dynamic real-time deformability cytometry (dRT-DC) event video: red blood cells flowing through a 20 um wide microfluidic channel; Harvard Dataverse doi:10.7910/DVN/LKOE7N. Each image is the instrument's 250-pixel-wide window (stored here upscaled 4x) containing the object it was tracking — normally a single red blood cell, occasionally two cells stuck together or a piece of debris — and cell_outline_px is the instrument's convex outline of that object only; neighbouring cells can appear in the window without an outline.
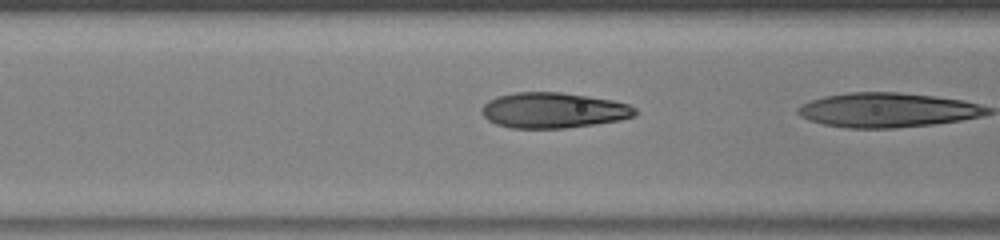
{"species": "human", "species_latin": "Homo sapiens", "temperature_condition": "warm", "stored_images_in_passage": 4, "camera_frame_rate_fps": 3000, "um_per_image_px": 0.085, "donor": {"sex": "male"}, "frame": {"image": 1, "passage_image": 3, "time_ms": 0.667, "image_size_px": [1000, 240], "cell_outline_px": [[636, 116], [620, 120], [564, 128], [512, 128], [496, 124], [488, 120], [480, 112], [484, 104], [488, 100], [496, 96], [516, 92], [560, 92], [612, 100], [628, 104], [636, 108]], "centroid_in_image_um": [47.01, 9.37], "position_along_channel_um": 119.6, "area_um2": 31.67}}